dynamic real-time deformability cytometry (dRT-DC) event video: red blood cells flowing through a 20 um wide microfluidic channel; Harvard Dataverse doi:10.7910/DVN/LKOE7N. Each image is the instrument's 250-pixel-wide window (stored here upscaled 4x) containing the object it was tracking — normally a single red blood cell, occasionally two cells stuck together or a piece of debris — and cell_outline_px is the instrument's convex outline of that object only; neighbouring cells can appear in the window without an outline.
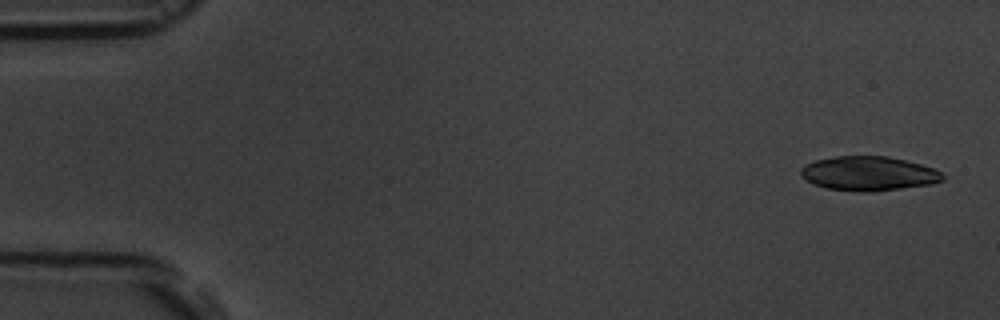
{"species": "common noctule bat (a hibernating species)", "species_latin": "Nyctalus noctula", "temperature_condition": "room temperature", "stored_images_in_passage": 4, "camera_frame_rate_fps": 3000, "um_per_image_px": 0.085, "animal": {"sex": "male", "body_mass_g": 19.5, "forearm_length_mm": 54.6}, "frame": {"image": 1, "passage_image": 1, "time_ms": 0.0, "image_size_px": [1000, 320], "cell_outline_px": [[944, 180], [932, 184], [872, 192], [860, 192], [824, 188], [812, 184], [800, 176], [800, 168], [804, 164], [816, 160], [836, 156], [888, 156], [920, 164], [932, 168], [940, 172], [944, 176]], "centroid_in_image_um": [73.78, 14.76], "position_along_channel_um": 11.2, "area_um2": 28.55}}